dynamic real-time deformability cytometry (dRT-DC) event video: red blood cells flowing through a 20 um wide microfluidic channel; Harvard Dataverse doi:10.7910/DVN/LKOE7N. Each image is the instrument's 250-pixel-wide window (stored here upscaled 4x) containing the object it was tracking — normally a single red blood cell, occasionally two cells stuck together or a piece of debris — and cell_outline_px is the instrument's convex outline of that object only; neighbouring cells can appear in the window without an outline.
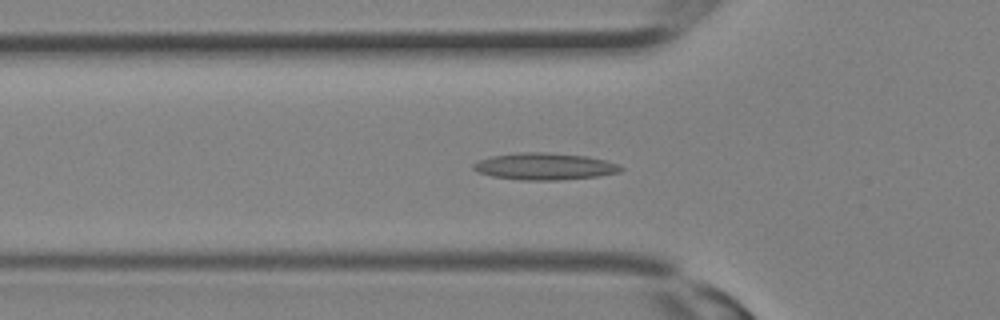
{"species": "Egyptian fruit bat (a non-hibernating species)", "species_latin": "Rousettus aegyptiacus", "temperature_condition": "room temperature", "stored_images_in_passage": 32, "camera_frame_rate_fps": 3000, "um_per_image_px": 0.085, "animal": {"sex": "female"}, "frame": {"image": 1, "passage_image": 10, "time_ms": 3.0, "image_size_px": [1000, 320], "cell_outline_px": [[624, 168], [620, 172], [596, 176], [560, 180], [520, 180], [492, 176], [480, 172], [472, 168], [472, 164], [480, 160], [492, 156], [520, 152], [548, 152], [588, 156], [620, 164]], "centroid_in_image_um": [46.32, 14.14], "position_along_channel_um": 79.5, "area_um2": 23.06}}
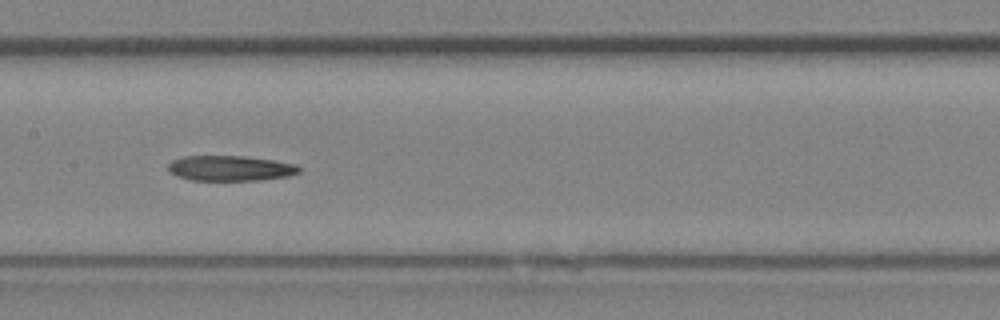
{"frame": {"image": 2, "passage_image": 15, "time_ms": 4.667, "image_size_px": [1000, 320], "cell_outline_px": [[300, 172], [288, 176], [260, 180], [192, 180], [176, 176], [168, 172], [168, 164], [172, 160], [184, 156], [244, 156], [272, 160], [296, 164], [300, 168]], "centroid_in_image_um": [19.55, 14.3], "position_along_channel_um": 187.9, "area_um2": 19.31}}
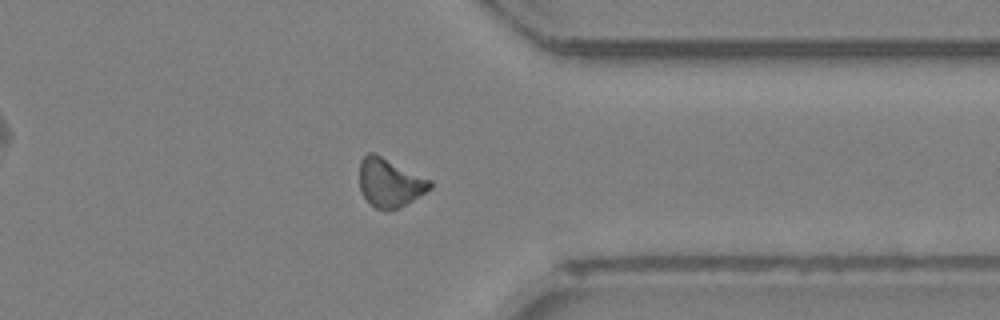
{"frame": {"image": 3, "passage_image": 24, "time_ms": 7.667, "image_size_px": [1000, 320], "cell_outline_px": [[432, 188], [412, 200], [388, 212], [376, 208], [364, 196], [360, 188], [360, 160], [368, 152], [372, 152], [432, 180]], "centroid_in_image_um": [33.13, 15.53], "position_along_channel_um": 378.3, "area_um2": 19.65}}